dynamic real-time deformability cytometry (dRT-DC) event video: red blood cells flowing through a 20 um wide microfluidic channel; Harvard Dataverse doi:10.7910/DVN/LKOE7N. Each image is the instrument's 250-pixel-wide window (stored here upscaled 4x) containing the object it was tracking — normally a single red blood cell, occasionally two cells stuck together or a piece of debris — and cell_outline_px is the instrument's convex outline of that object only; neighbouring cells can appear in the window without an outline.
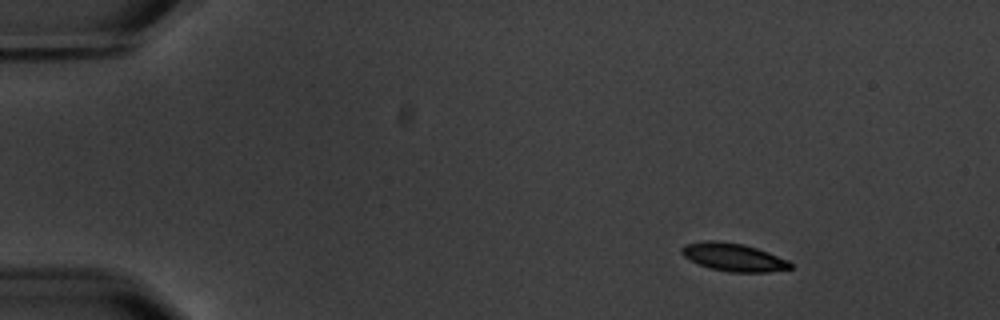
{"species": "common noctule bat (a hibernating species)", "species_latin": "Nyctalus noctula", "temperature_condition": "warm", "stored_images_in_passage": 5, "camera_frame_rate_fps": 3000, "um_per_image_px": 0.085, "animal": {"sex": "male", "body_mass_g": 20.1, "forearm_length_mm": 53.5}, "frame": {"image": 1, "passage_image": 2, "time_ms": 2.333, "image_size_px": [1000, 320], "cell_outline_px": [[792, 268], [768, 272], [728, 272], [708, 268], [688, 260], [680, 252], [680, 248], [684, 244], [704, 240], [720, 240], [744, 244], [768, 252], [788, 260], [792, 264]], "centroid_in_image_um": [62.29, 21.85], "position_along_channel_um": 22.7, "area_um2": 18.03}}
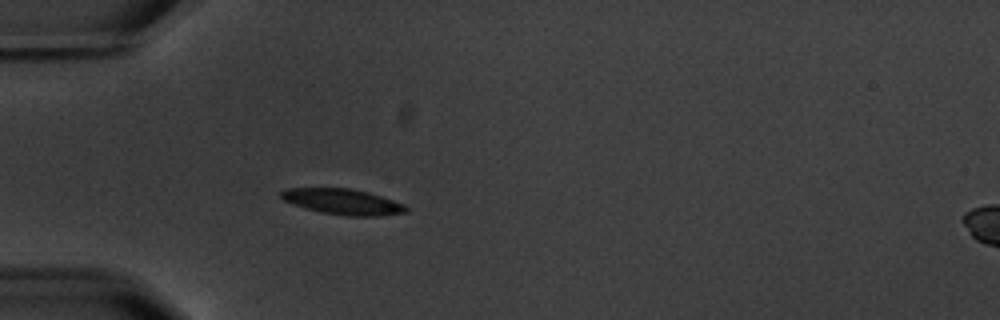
{"frame": {"image": 2, "passage_image": 5, "time_ms": 5.667, "image_size_px": [1000, 320], "cell_outline_px": [[408, 212], [380, 216], [348, 216], [320, 212], [304, 208], [292, 204], [284, 200], [280, 196], [280, 192], [288, 188], [348, 188], [368, 192], [404, 204], [408, 208]], "centroid_in_image_um": [29.13, 17.15], "position_along_channel_um": 55.9, "area_um2": 18.67}}